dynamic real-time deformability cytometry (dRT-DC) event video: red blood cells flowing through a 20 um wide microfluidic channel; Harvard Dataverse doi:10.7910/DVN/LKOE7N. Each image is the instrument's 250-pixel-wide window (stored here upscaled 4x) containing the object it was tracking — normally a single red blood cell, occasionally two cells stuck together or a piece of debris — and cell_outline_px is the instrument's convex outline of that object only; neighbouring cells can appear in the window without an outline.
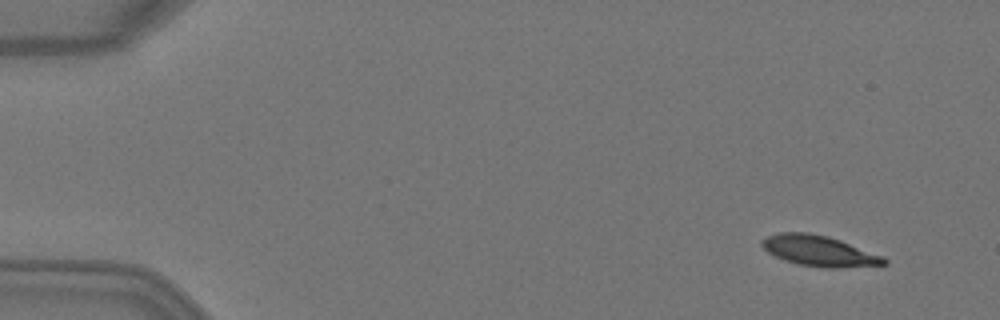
{"species": "Egyptian fruit bat (a non-hibernating species)", "species_latin": "Rousettus aegyptiacus", "temperature_condition": "warm", "stored_images_in_passage": 4, "camera_frame_rate_fps": 3000, "um_per_image_px": 0.085, "animal": {"sex": "female"}, "frame": {"image": 1, "passage_image": 1, "time_ms": 0.0, "image_size_px": [1000, 320], "cell_outline_px": [[888, 264], [840, 268], [824, 268], [800, 264], [784, 260], [768, 252], [760, 244], [760, 240], [768, 236], [780, 232], [804, 232], [828, 236], [840, 240], [884, 256], [888, 260]], "centroid_in_image_um": [69.65, 21.33], "position_along_channel_um": 15.4, "area_um2": 21.79}}